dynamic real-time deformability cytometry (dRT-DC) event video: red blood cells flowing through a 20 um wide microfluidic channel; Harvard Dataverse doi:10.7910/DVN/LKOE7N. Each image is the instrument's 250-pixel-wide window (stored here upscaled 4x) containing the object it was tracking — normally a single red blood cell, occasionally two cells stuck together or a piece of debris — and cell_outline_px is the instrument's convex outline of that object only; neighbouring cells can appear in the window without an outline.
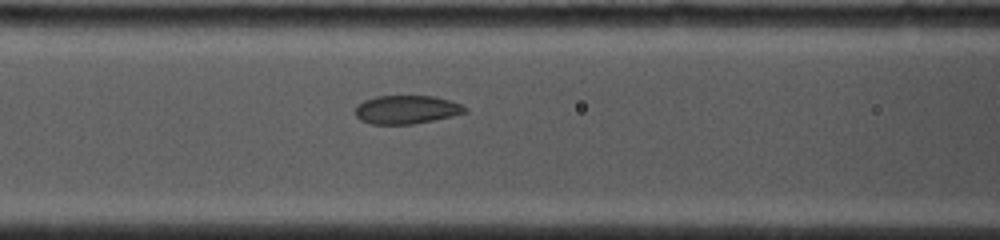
{"species": "common noctule bat (a hibernating species)", "species_latin": "Nyctalus noctula", "temperature_condition": "cold", "stored_images_in_passage": 3, "camera_frame_rate_fps": 4500, "um_per_image_px": 0.085, "animal": {"sex": "female", "body_mass_g": 19.0, "forearm_length_mm": 53.3}, "frame": {"image": 1, "passage_image": 3, "time_ms": 1.556, "image_size_px": [1000, 240], "cell_outline_px": [[468, 112], [452, 116], [412, 124], [372, 124], [360, 120], [356, 116], [356, 108], [364, 100], [376, 96], [436, 96], [460, 104], [468, 108]], "centroid_in_image_um": [34.57, 9.31], "position_along_channel_um": 132.0, "area_um2": 18.09}}